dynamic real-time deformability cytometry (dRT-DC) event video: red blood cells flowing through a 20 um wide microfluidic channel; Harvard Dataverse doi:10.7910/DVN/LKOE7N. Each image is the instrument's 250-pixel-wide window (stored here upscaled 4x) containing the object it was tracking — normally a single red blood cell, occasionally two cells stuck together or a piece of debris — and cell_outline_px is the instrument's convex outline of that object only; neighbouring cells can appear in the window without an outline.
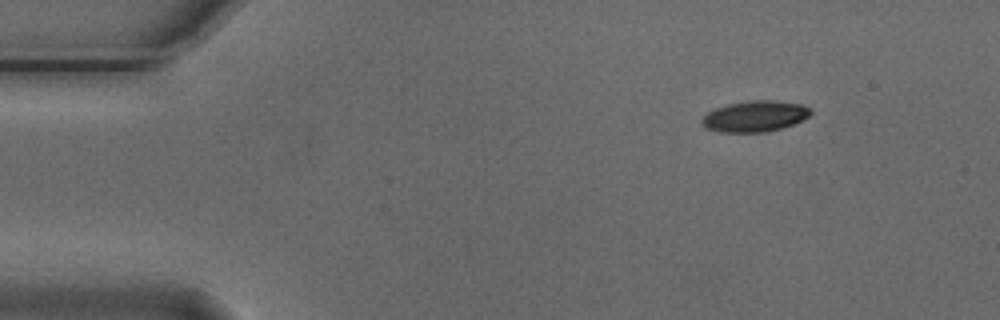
{"species": "Egyptian fruit bat (a non-hibernating species)", "species_latin": "Rousettus aegyptiacus", "temperature_condition": "cold", "stored_images_in_passage": 49, "camera_frame_rate_fps": 3000, "um_per_image_px": 0.085, "animal": {"sex": "male"}, "frame": {"image": 1, "passage_image": 1, "time_ms": 0.0, "image_size_px": [1000, 320], "cell_outline_px": [[812, 112], [804, 120], [780, 128], [764, 132], [720, 132], [704, 128], [700, 124], [700, 120], [708, 112], [716, 108], [728, 104], [748, 100], [776, 100], [804, 104]], "centroid_in_image_um": [64.14, 9.87], "position_along_channel_um": 20.9, "area_um2": 19.77}}
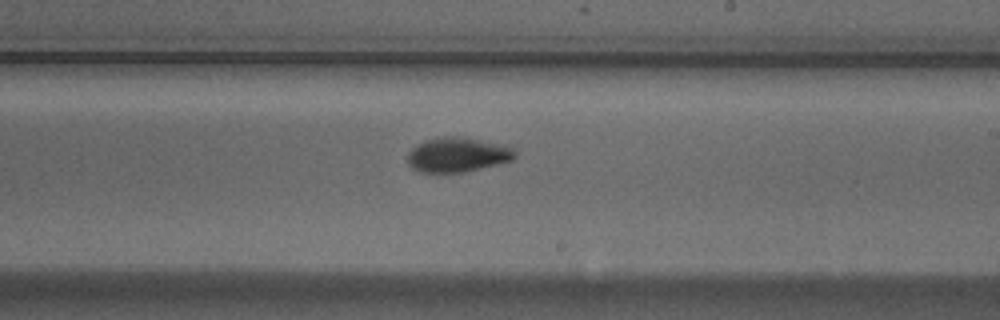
{"frame": {"image": 2, "passage_image": 26, "time_ms": 8.333, "image_size_px": [1000, 320], "cell_outline_px": [[516, 156], [512, 160], [464, 172], [420, 172], [412, 168], [408, 164], [408, 152], [416, 144], [424, 140], [444, 136], [452, 136], [508, 144], [516, 152]], "centroid_in_image_um": [38.89, 13.14], "position_along_channel_um": 250.1, "area_um2": 21.68}}
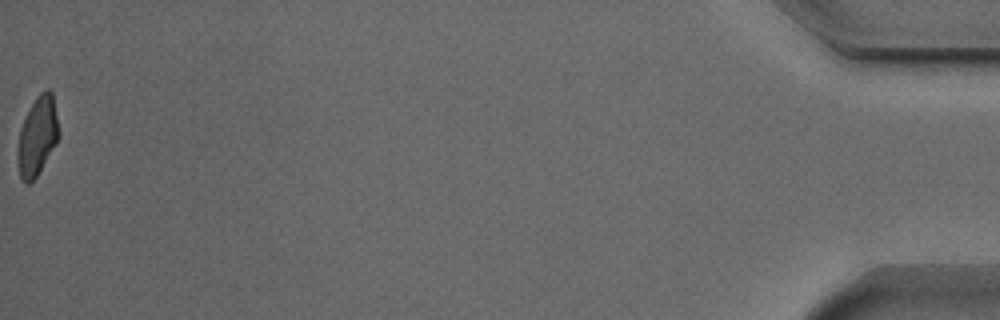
{"frame": {"image": 3, "passage_image": 49, "time_ms": 16.0, "image_size_px": [1000, 320], "cell_outline_px": [[60, 136], [56, 144], [36, 176], [28, 184], [24, 184], [20, 176], [16, 156], [16, 148], [20, 128], [36, 96], [44, 88], [48, 88], [52, 92], [60, 132]], "centroid_in_image_um": [3.17, 11.56], "position_along_channel_um": 432.0, "area_um2": 19.02}, "authors_computed_cell_mechanics": {"area_um2": 20.3456, "velocity_mm_per_s": 3.7452, "shape_relaxation_time_tau1_ms": 2.6523, "shape_relaxation_time_tau2_ms": 6.6652, "deformation_change_tau1": 0.1365, "deformation_change_tau2": 0.1174}}